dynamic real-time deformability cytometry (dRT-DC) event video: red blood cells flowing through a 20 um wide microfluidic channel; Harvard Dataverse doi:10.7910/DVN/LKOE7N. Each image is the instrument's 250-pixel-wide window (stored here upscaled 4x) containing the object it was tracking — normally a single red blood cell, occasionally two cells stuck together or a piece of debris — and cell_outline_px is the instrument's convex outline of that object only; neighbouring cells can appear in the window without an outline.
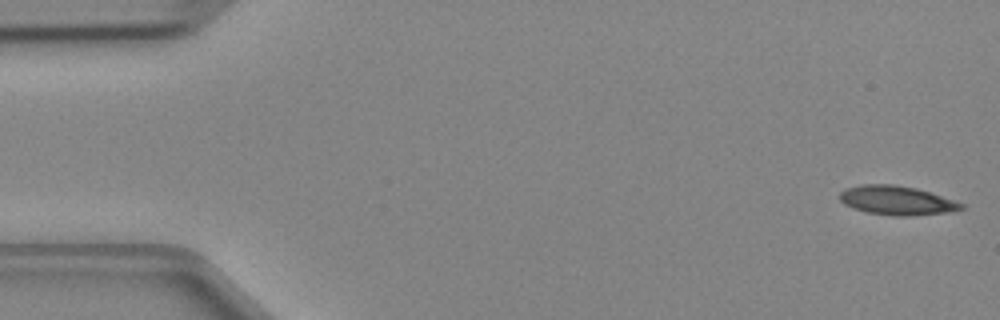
{"species": "Egyptian fruit bat (a non-hibernating species)", "species_latin": "Rousettus aegyptiacus", "temperature_condition": "cold", "stored_images_in_passage": 47, "camera_frame_rate_fps": 3000, "um_per_image_px": 0.085, "animal": {"sex": "female"}, "frame": {"image": 1, "passage_image": 1, "time_ms": 0.0, "image_size_px": [1000, 320], "cell_outline_px": [[964, 208], [948, 212], [908, 216], [892, 216], [868, 212], [844, 204], [840, 200], [840, 192], [844, 188], [860, 184], [892, 184], [916, 188], [964, 204]], "centroid_in_image_um": [76.18, 17.03], "position_along_channel_um": 8.8, "area_um2": 20.35}}
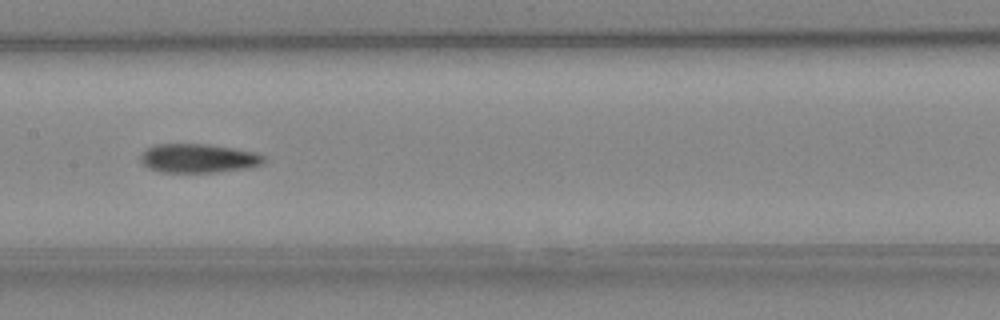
{"frame": {"image": 2, "passage_image": 23, "time_ms": 7.333, "image_size_px": [1000, 320], "cell_outline_px": [[268, 160], [264, 164], [248, 168], [216, 172], [160, 172], [148, 168], [140, 160], [140, 156], [148, 148], [156, 144], [208, 144], [256, 152], [264, 156]], "centroid_in_image_um": [16.91, 13.46], "position_along_channel_um": 190.5, "area_um2": 20.87}}
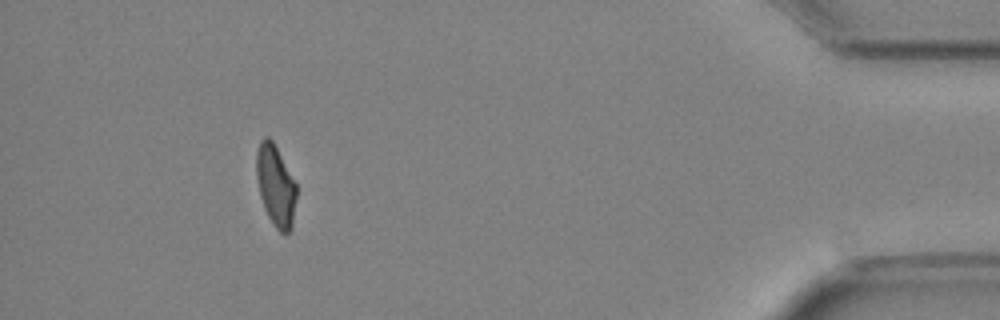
{"frame": {"image": 3, "passage_image": 43, "time_ms": 14.0, "image_size_px": [1000, 320], "cell_outline_px": [[296, 196], [292, 228], [284, 236], [276, 228], [268, 216], [264, 208], [260, 196], [256, 176], [256, 152], [260, 140], [264, 136], [268, 136], [272, 140], [296, 184]], "centroid_in_image_um": [23.41, 15.79], "position_along_channel_um": 411.8, "area_um2": 18.9}}